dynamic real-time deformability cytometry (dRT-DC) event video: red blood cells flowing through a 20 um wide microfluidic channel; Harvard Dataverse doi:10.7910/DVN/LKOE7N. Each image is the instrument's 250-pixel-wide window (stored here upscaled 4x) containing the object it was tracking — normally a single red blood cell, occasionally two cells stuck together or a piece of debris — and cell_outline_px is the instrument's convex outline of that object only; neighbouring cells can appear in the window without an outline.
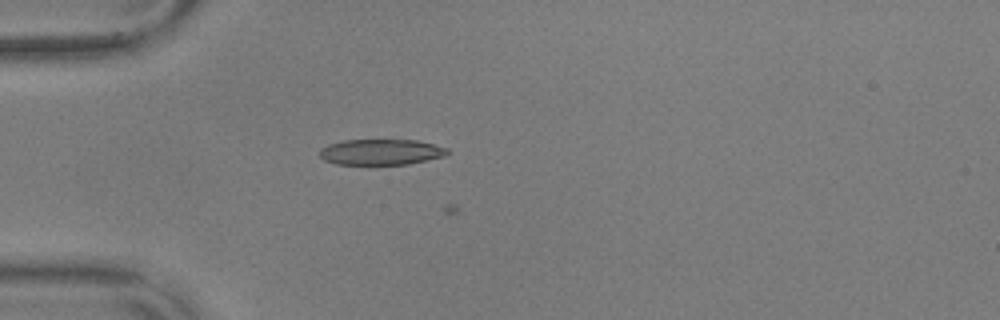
{"species": "common noctule bat (a hibernating species)", "species_latin": "Nyctalus noctula", "temperature_condition": "warm", "stored_images_in_passage": 7, "camera_frame_rate_fps": 3000, "um_per_image_px": 0.085, "animal": {"sex": "male", "body_mass_g": 17.9, "forearm_length_mm": 54.2}, "frame": {"image": 1, "passage_image": 6, "time_ms": 1.667, "image_size_px": [1000, 320], "cell_outline_px": [[448, 152], [444, 156], [408, 164], [336, 164], [324, 160], [320, 156], [320, 148], [328, 144], [344, 140], [416, 140], [448, 148]], "centroid_in_image_um": [32.35, 12.92], "position_along_channel_um": 52.6, "area_um2": 19.02}}